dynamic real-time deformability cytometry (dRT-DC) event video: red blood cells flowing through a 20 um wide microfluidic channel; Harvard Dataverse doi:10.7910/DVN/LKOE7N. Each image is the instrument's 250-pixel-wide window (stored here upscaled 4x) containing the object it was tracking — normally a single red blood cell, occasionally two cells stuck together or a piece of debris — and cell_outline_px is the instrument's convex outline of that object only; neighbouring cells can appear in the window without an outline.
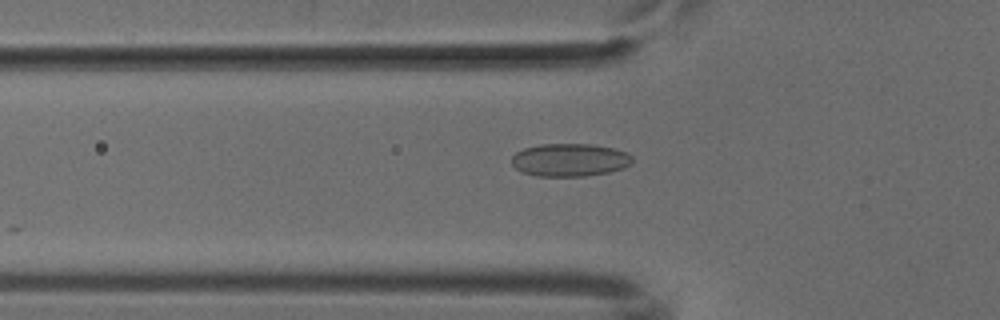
{"species": "common noctule bat (a hibernating species)", "species_latin": "Nyctalus noctula", "temperature_condition": "cold", "stored_images_in_passage": 8, "camera_frame_rate_fps": 3000, "um_per_image_px": 0.085, "animal": {"sex": "male", "body_mass_g": 18.8}, "frame": {"image": 1, "passage_image": 4, "time_ms": 1.0, "image_size_px": [1000, 320], "cell_outline_px": [[632, 160], [624, 168], [608, 172], [584, 176], [536, 176], [524, 172], [516, 168], [512, 164], [512, 156], [516, 152], [524, 148], [540, 144], [592, 144], [612, 148], [628, 152], [632, 156]], "centroid_in_image_um": [48.43, 13.59], "position_along_channel_um": 77.4, "area_um2": 23.06}}
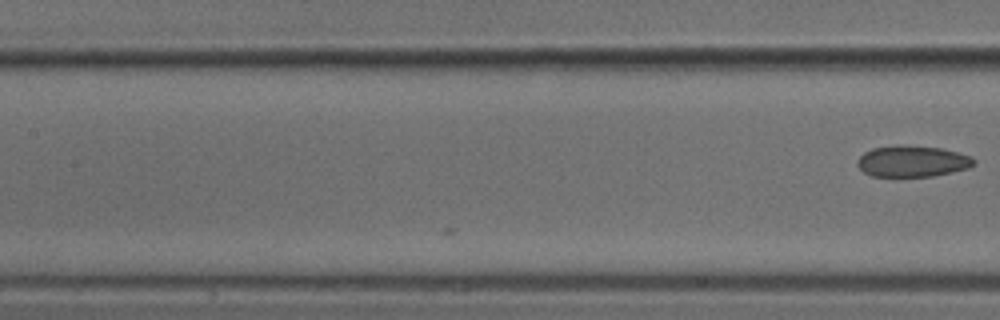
{"frame": {"image": 2, "passage_image": 8, "time_ms": 2.333, "image_size_px": [1000, 320], "cell_outline_px": [[976, 164], [968, 168], [952, 172], [932, 176], [872, 176], [864, 172], [856, 164], [856, 160], [864, 152], [872, 148], [900, 144], [940, 148], [956, 152], [968, 156], [976, 160]], "centroid_in_image_um": [77.52, 13.7], "position_along_channel_um": 129.9, "area_um2": 21.21}}